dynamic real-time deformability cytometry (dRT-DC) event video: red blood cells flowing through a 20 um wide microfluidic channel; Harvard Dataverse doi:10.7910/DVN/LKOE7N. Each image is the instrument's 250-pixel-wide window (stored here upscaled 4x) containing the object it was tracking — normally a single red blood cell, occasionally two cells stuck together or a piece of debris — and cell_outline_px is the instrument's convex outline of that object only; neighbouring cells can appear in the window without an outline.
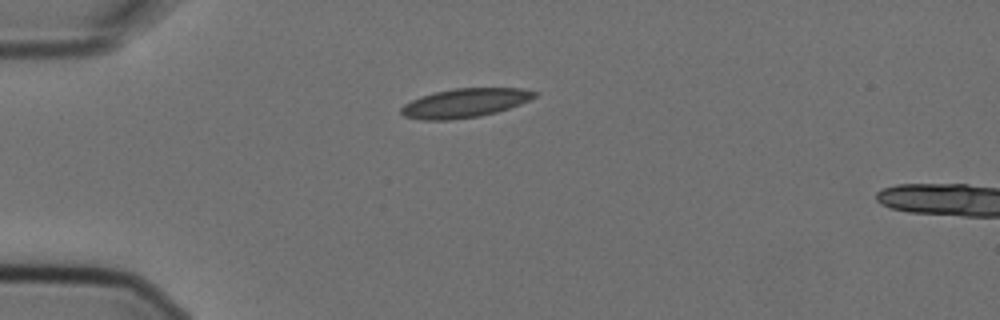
{"species": "Egyptian fruit bat (a non-hibernating species)", "species_latin": "Rousettus aegyptiacus", "temperature_condition": "cold", "stored_images_in_passage": 3, "camera_frame_rate_fps": 3000, "um_per_image_px": 0.085, "animal": {"sex": "female"}, "frame": {"image": 1, "passage_image": 3, "time_ms": 0.667, "image_size_px": [1000, 320], "cell_outline_px": [[540, 92], [536, 96], [520, 104], [496, 112], [480, 116], [448, 120], [424, 120], [404, 116], [400, 112], [400, 108], [404, 104], [420, 96], [452, 88], [524, 88]], "centroid_in_image_um": [39.52, 8.74], "position_along_channel_um": 45.5, "area_um2": 22.54}}